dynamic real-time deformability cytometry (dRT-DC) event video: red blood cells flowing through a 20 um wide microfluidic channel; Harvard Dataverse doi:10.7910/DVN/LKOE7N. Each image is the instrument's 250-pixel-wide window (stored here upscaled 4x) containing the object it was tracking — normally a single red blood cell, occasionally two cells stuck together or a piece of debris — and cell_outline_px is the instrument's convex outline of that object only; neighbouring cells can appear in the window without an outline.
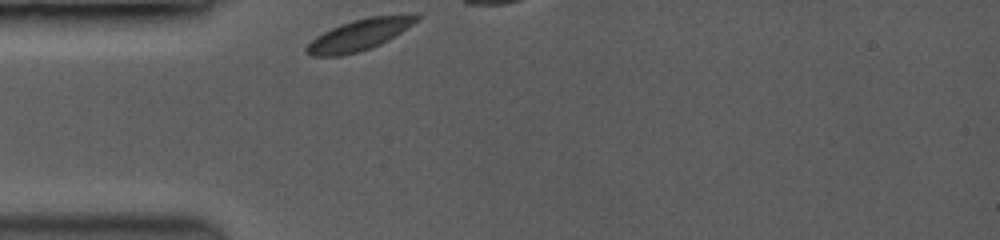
{"species": "common noctule bat (a hibernating species)", "species_latin": "Nyctalus noctula", "temperature_condition": "room temperature", "stored_images_in_passage": 17, "camera_frame_rate_fps": 3500, "um_per_image_px": 0.085, "animal": {"sex": "female", "body_mass_g": 19.0, "forearm_length_mm": 53.3}, "frame": {"image": 1, "passage_image": 1, "time_ms": 0.0, "image_size_px": [1000, 240], "cell_outline_px": [[420, 16], [412, 24], [388, 40], [372, 48], [340, 56], [312, 56], [304, 52], [304, 48], [316, 36], [340, 24], [352, 20], [372, 16], [416, 12]], "centroid_in_image_um": [30.55, 2.94], "position_along_channel_um": 54.5, "area_um2": 20.06}}
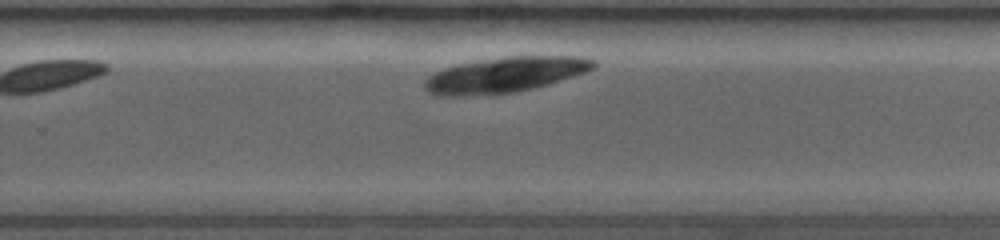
{"frame": {"image": 2, "passage_image": 17, "time_ms": 7.429, "image_size_px": [1000, 240], "cell_outline_px": [[596, 64], [592, 68], [584, 72], [548, 84], [532, 88], [512, 92], [452, 96], [428, 92], [424, 88], [424, 80], [428, 76], [444, 68], [460, 64], [508, 56], [580, 56], [596, 60]], "centroid_in_image_um": [42.94, 6.34], "position_along_channel_um": 286.9, "area_um2": 33.99}}